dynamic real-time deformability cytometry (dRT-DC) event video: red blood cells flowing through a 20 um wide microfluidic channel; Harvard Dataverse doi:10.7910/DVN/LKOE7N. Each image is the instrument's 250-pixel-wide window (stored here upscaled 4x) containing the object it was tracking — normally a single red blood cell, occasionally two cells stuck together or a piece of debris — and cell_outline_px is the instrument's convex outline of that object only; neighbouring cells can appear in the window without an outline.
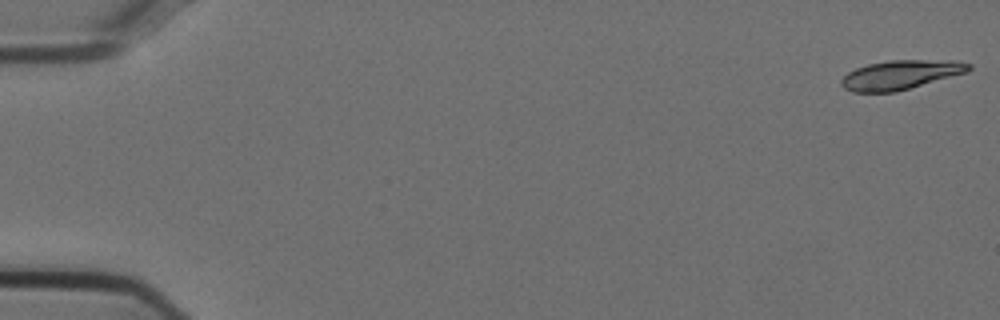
{"species": "Egyptian fruit bat (a non-hibernating species)", "species_latin": "Rousettus aegyptiacus", "temperature_condition": "cold", "stored_images_in_passage": 55, "segment_of_instrument_passage": [1, 2], "camera_frame_rate_fps": 3000, "um_per_image_px": 0.085, "animal": {"sex": "female"}, "frame": {"image": 1, "passage_image": 1, "time_ms": 0.0, "image_size_px": [1000, 320], "cell_outline_px": [[972, 68], [968, 72], [896, 92], [852, 92], [844, 88], [840, 84], [840, 80], [848, 72], [856, 68], [868, 64], [892, 60], [956, 60], [972, 64]], "centroid_in_image_um": [76.57, 6.36], "position_along_channel_um": 8.4, "area_um2": 21.79}}
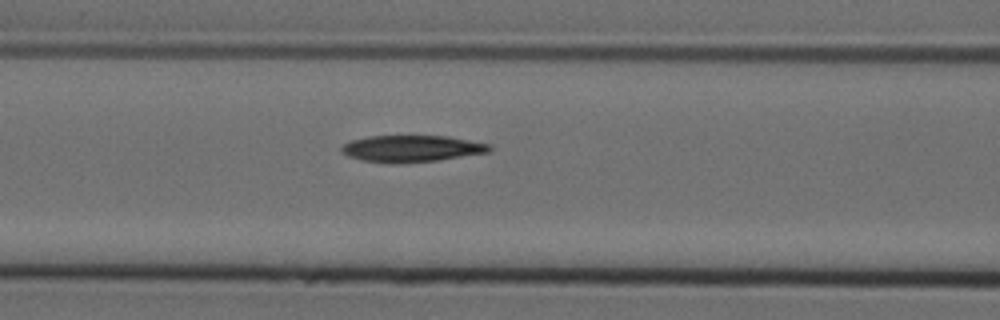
{"frame": {"image": 2, "passage_image": 23, "time_ms": 7.333, "image_size_px": [1000, 320], "cell_outline_px": [[492, 152], [440, 160], [392, 164], [388, 164], [360, 160], [348, 156], [340, 152], [340, 148], [344, 144], [352, 140], [368, 136], [448, 136], [492, 144]], "centroid_in_image_um": [35.02, 12.64], "position_along_channel_um": 131.6, "area_um2": 23.41}}
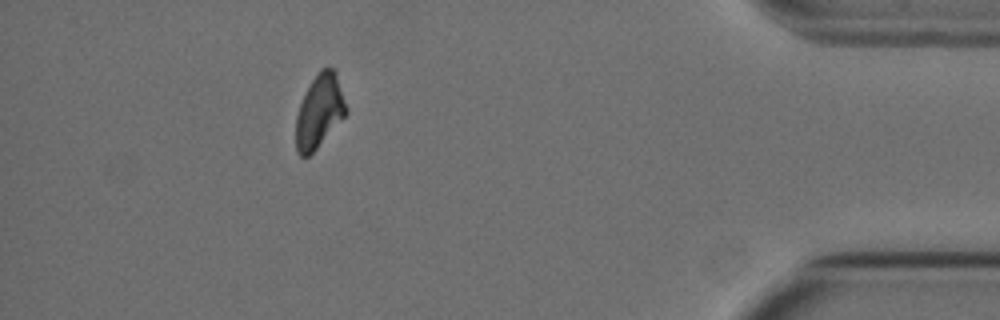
{"frame": {"image": 3, "passage_image": 49, "time_ms": 16.0, "image_size_px": [1000, 320], "cell_outline_px": [[348, 112], [316, 148], [308, 156], [300, 156], [296, 152], [296, 116], [300, 104], [312, 80], [320, 68], [332, 68], [336, 72], [348, 108]], "centroid_in_image_um": [27.15, 9.44], "position_along_channel_um": 408.0, "area_um2": 21.15}}